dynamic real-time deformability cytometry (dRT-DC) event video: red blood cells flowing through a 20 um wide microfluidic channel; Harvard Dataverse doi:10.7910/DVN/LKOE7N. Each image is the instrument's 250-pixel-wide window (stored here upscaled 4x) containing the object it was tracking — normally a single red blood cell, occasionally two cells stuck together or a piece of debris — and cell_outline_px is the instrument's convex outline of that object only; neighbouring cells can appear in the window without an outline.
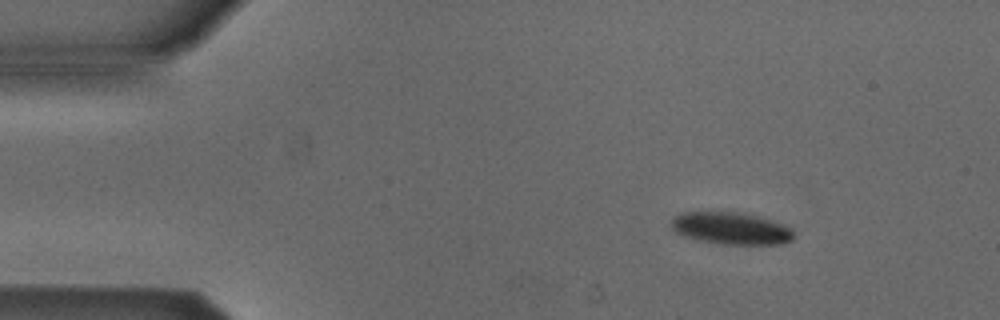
{"species": "Egyptian fruit bat (a non-hibernating species)", "species_latin": "Rousettus aegyptiacus", "temperature_condition": "cold", "stored_images_in_passage": 5, "segment_of_instrument_passage": [1, 2], "camera_frame_rate_fps": 3000, "um_per_image_px": 0.085, "animal": {"sex": "male"}, "frame": {"image": 1, "passage_image": 2, "time_ms": 0.333, "image_size_px": [1000, 320], "cell_outline_px": [[796, 236], [792, 240], [784, 244], [724, 244], [696, 240], [684, 236], [676, 232], [672, 228], [672, 216], [680, 212], [744, 212], [784, 224], [792, 228]], "centroid_in_image_um": [62.16, 19.4], "position_along_channel_um": 22.8, "area_um2": 23.24}}